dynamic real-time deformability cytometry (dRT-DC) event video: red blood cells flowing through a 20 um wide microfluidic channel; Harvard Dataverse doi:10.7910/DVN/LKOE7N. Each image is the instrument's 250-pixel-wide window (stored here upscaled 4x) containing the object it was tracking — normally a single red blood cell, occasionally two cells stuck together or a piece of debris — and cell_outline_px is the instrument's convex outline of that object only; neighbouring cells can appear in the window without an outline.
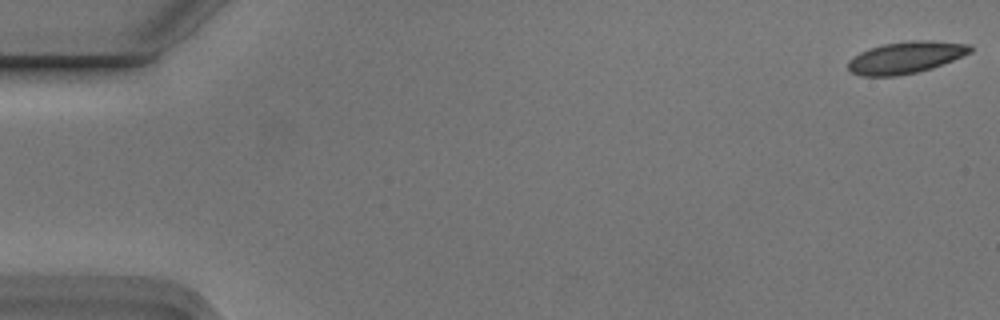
{"species": "Egyptian fruit bat (a non-hibernating species)", "species_latin": "Rousettus aegyptiacus", "temperature_condition": "cold", "stored_images_in_passage": 8, "camera_frame_rate_fps": 3000, "um_per_image_px": 0.085, "animal": {"sex": "male"}, "frame": {"image": 1, "passage_image": 1, "time_ms": 0.0, "image_size_px": [1000, 320], "cell_outline_px": [[972, 52], [932, 68], [916, 72], [896, 76], [864, 76], [852, 72], [848, 68], [848, 60], [860, 52], [884, 44], [908, 40], [932, 40], [972, 44]], "centroid_in_image_um": [77.02, 4.87], "position_along_channel_um": 8.0, "area_um2": 22.6}}
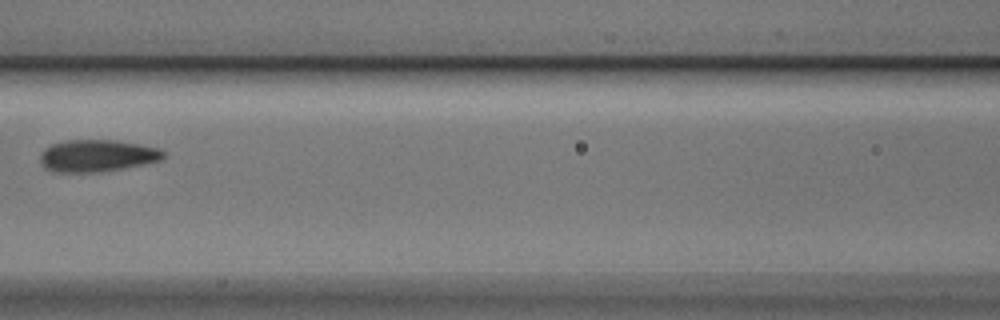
{"frame": {"image": 2, "passage_image": 7, "time_ms": 2.0, "image_size_px": [1000, 320], "cell_outline_px": [[168, 156], [164, 160], [124, 168], [100, 172], [56, 172], [44, 168], [40, 160], [40, 156], [44, 148], [52, 144], [68, 140], [116, 140], [140, 144], [160, 148]], "centroid_in_image_um": [8.31, 13.24], "position_along_channel_um": 158.3, "area_um2": 23.29}}
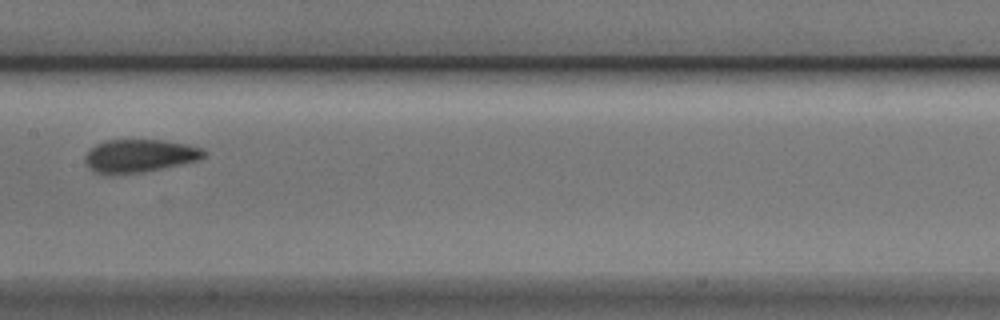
{"frame": {"image": 3, "passage_image": 8, "time_ms": 2.333, "image_size_px": [1000, 320], "cell_outline_px": [[204, 156], [200, 160], [144, 172], [112, 176], [96, 172], [88, 168], [84, 160], [84, 156], [96, 144], [104, 140], [164, 140], [188, 144], [200, 148], [204, 152]], "centroid_in_image_um": [11.82, 13.26], "position_along_channel_um": 195.6, "area_um2": 23.12}}